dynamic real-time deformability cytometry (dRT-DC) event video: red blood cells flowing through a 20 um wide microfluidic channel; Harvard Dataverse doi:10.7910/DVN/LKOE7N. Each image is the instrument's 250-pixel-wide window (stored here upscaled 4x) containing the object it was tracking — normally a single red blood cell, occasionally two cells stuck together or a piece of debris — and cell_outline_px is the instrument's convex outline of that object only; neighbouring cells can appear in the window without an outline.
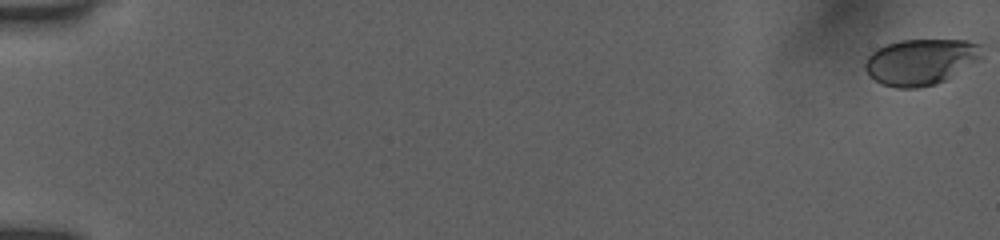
{"species": "human", "species_latin": "Homo sapiens", "temperature_condition": "room temperature", "stored_images_in_passage": 9, "camera_frame_rate_fps": 3000, "um_per_image_px": 0.085, "donor": {"sex": "female"}, "frame": {"image": 1, "passage_image": 1, "time_ms": 0.0, "image_size_px": [1000, 240], "cell_outline_px": [[980, 56], [976, 60], [944, 80], [936, 84], [916, 88], [896, 88], [880, 84], [864, 68], [864, 64], [868, 56], [876, 48], [884, 44], [900, 40], [968, 40], [980, 44]], "centroid_in_image_um": [78.19, 5.24], "position_along_channel_um": 6.8, "area_um2": 30.92}}
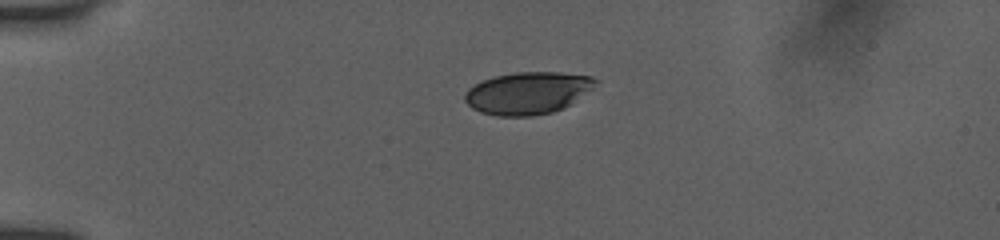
{"frame": {"image": 2, "passage_image": 6, "time_ms": 1.667, "image_size_px": [1000, 240], "cell_outline_px": [[600, 80], [592, 88], [572, 104], [564, 108], [552, 112], [532, 116], [496, 116], [480, 112], [472, 108], [464, 100], [464, 96], [468, 88], [484, 80], [496, 76], [516, 72], [560, 72], [592, 76]], "centroid_in_image_um": [44.88, 7.91], "position_along_channel_um": 40.1, "area_um2": 32.25}}
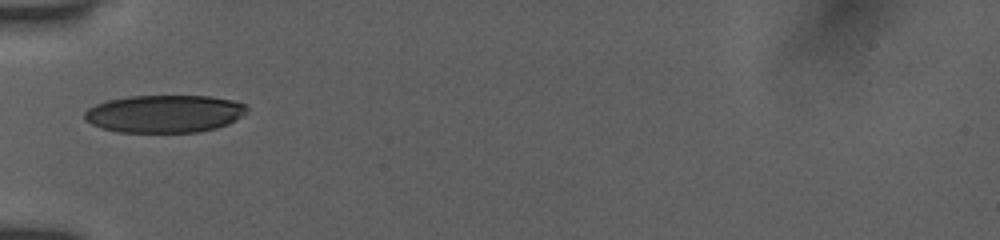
{"frame": {"image": 3, "passage_image": 8, "time_ms": 2.333, "image_size_px": [1000, 240], "cell_outline_px": [[248, 108], [240, 116], [228, 124], [216, 128], [200, 132], [116, 132], [100, 128], [84, 120], [84, 112], [88, 108], [96, 104], [108, 100], [132, 96], [212, 96], [232, 100], [244, 104]], "centroid_in_image_um": [13.94, 9.67], "position_along_channel_um": 71.1, "area_um2": 35.6}}